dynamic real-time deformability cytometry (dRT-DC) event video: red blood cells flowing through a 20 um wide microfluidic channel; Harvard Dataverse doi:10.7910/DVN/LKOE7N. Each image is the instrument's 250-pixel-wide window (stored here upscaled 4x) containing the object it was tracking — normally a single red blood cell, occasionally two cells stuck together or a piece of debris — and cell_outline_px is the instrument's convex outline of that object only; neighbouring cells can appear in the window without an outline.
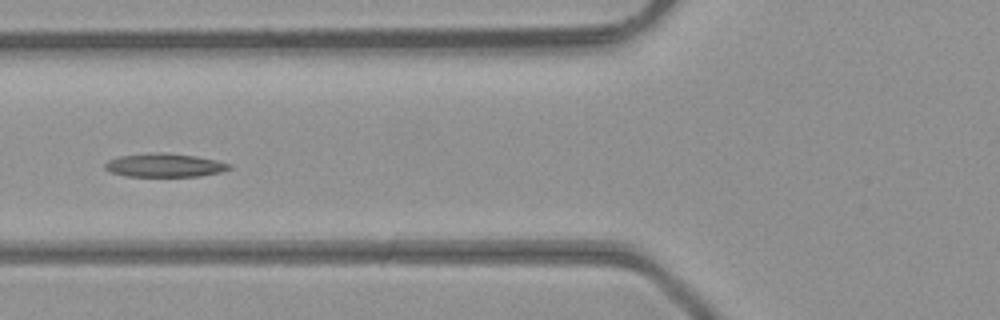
{"species": "common noctule bat (a hibernating species)", "species_latin": "Nyctalus noctula", "temperature_condition": "room temperature", "stored_images_in_passage": 6, "camera_frame_rate_fps": 3000, "um_per_image_px": 0.085, "animal": {"sex": "male", "body_mass_g": 23.1, "forearm_length_mm": 52.7}, "frame": {"image": 1, "passage_image": 5, "time_ms": 1.333, "image_size_px": [1000, 320], "cell_outline_px": [[232, 168], [220, 172], [200, 176], [124, 176], [112, 172], [104, 168], [104, 164], [108, 160], [120, 156], [156, 152], [164, 152], [196, 156], [216, 160], [232, 164]], "centroid_in_image_um": [14.0, 14.04], "position_along_channel_um": 111.8, "area_um2": 17.05}}
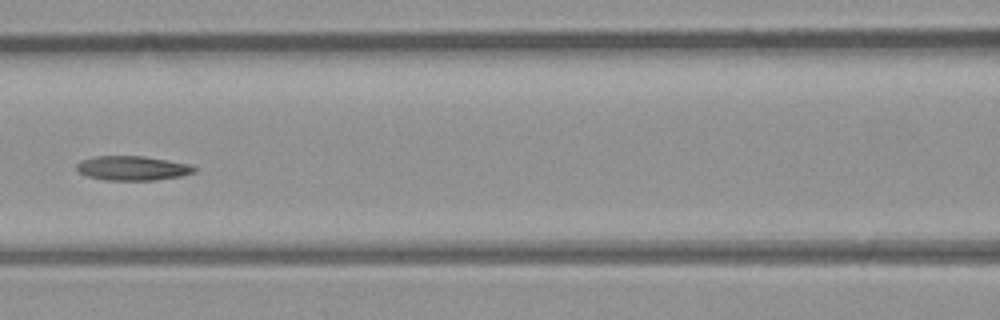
{"frame": {"image": 2, "passage_image": 6, "time_ms": 1.667, "image_size_px": [1000, 320], "cell_outline_px": [[196, 172], [180, 176], [156, 180], [104, 180], [88, 176], [80, 172], [76, 168], [76, 164], [80, 160], [96, 156], [144, 156], [192, 164], [196, 168]], "centroid_in_image_um": [11.28, 14.29], "position_along_channel_um": 155.3, "area_um2": 16.82}}